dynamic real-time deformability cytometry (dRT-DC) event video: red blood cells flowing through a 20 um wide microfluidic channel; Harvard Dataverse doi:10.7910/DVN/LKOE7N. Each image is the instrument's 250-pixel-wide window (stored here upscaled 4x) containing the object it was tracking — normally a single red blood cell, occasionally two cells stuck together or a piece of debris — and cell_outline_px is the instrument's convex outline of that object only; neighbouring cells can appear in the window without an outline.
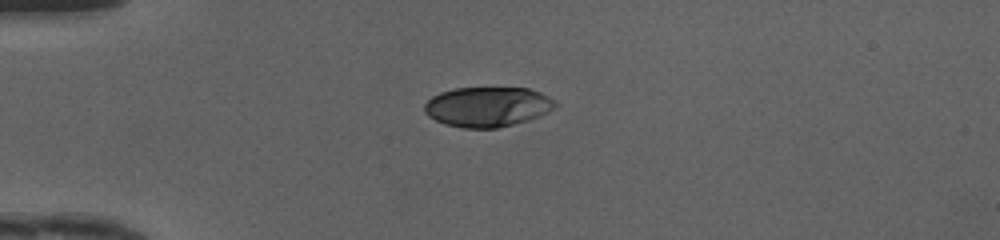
{"species": "human", "species_latin": "Homo sapiens", "temperature_condition": "cold", "stored_images_in_passage": 37, "camera_frame_rate_fps": 3000, "um_per_image_px": 0.085, "donor": {"sex": "female"}, "frame": {"image": 1, "passage_image": 1, "time_ms": 0.0, "image_size_px": [1000, 240], "cell_outline_px": [[560, 104], [556, 108], [548, 112], [528, 120], [496, 128], [464, 128], [444, 124], [428, 116], [424, 112], [424, 104], [432, 96], [440, 92], [456, 88], [528, 88], [540, 92], [556, 100]], "centroid_in_image_um": [41.46, 9.07], "position_along_channel_um": 43.5, "area_um2": 30.58}}
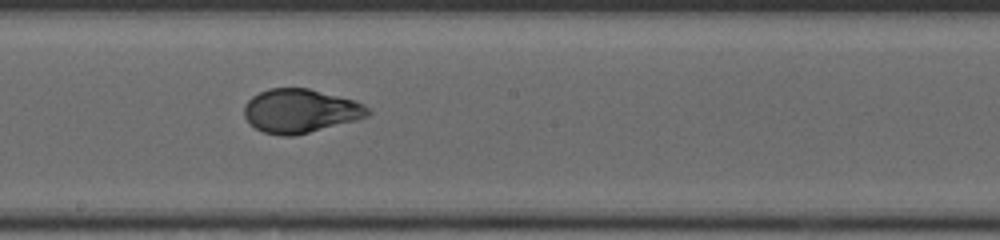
{"frame": {"image": 2, "passage_image": 16, "time_ms": 5.0, "image_size_px": [1000, 240], "cell_outline_px": [[372, 112], [368, 116], [356, 120], [292, 136], [280, 136], [264, 132], [256, 128], [244, 116], [244, 104], [252, 96], [268, 88], [308, 88], [356, 100], [372, 108]], "centroid_in_image_um": [25.56, 9.41], "position_along_channel_um": 222.6, "area_um2": 31.62}}
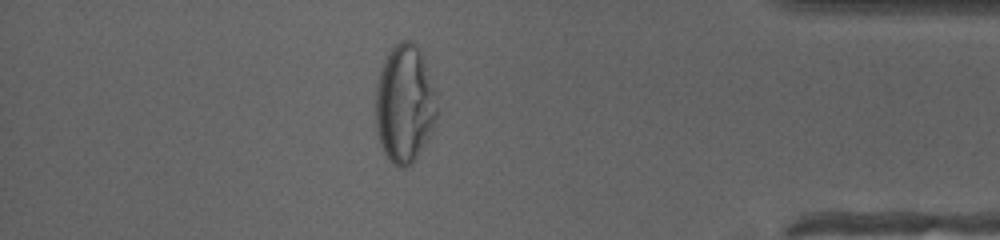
{"frame": {"image": 3, "passage_image": 31, "time_ms": 10.0, "image_size_px": [1000, 240], "cell_outline_px": [[440, 112], [432, 132], [428, 140], [412, 164], [404, 168], [400, 168], [392, 164], [388, 160], [380, 144], [376, 128], [376, 88], [380, 72], [392, 48], [400, 40], [408, 40], [416, 44], [424, 56], [436, 88]], "centroid_in_image_um": [34.46, 8.86], "position_along_channel_um": 400.7, "area_um2": 43.18}, "authors_computed_cell_mechanics": {"area_um2": 32.1946, "velocity_mm_per_s": 4.1829, "shape_relaxation_time_tau1_ms": 5.1627, "shape_relaxation_time_tau2_ms": null, "deformation_change_tau1": 0.2037, "deformation_change_tau2": null}}